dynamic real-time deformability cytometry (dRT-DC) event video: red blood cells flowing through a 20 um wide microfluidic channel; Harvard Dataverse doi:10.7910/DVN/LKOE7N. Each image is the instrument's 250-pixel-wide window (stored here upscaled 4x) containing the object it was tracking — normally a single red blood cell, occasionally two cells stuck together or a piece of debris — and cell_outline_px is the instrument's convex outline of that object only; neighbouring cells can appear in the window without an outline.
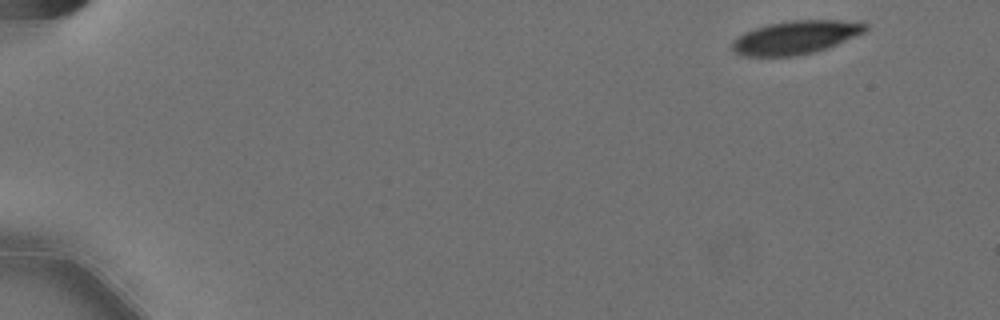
{"species": "Egyptian fruit bat (a non-hibernating species)", "species_latin": "Rousettus aegyptiacus", "temperature_condition": "cold", "stored_images_in_passage": 20, "camera_frame_rate_fps": 3000, "um_per_image_px": 0.085, "animal": {"sex": "female"}, "frame": {"image": 1, "passage_image": 1, "time_ms": 0.0, "image_size_px": [1000, 320], "cell_outline_px": [[868, 28], [864, 32], [828, 48], [816, 52], [796, 56], [740, 56], [732, 52], [732, 40], [744, 32], [768, 24], [792, 20], [860, 20], [868, 24]], "centroid_in_image_um": [67.65, 3.18], "position_along_channel_um": 17.4, "area_um2": 26.3}}
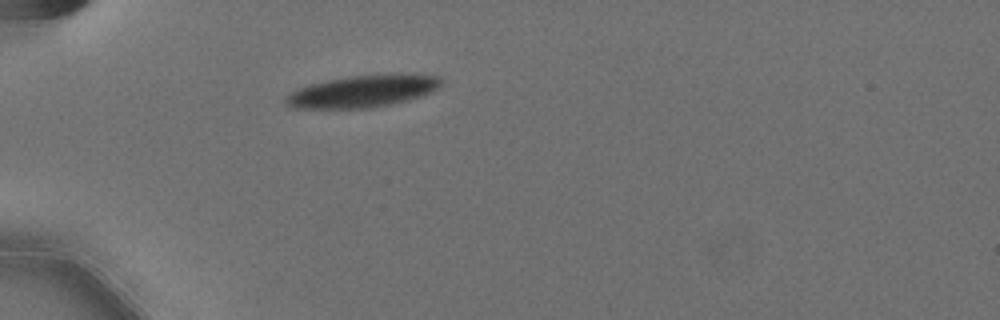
{"frame": {"image": 2, "passage_image": 14, "time_ms": 4.333, "image_size_px": [1000, 320], "cell_outline_px": [[444, 80], [440, 88], [420, 96], [408, 100], [372, 108], [292, 108], [284, 104], [284, 96], [300, 88], [312, 84], [328, 80], [348, 76], [400, 72], [412, 72], [440, 76]], "centroid_in_image_um": [30.93, 7.72], "position_along_channel_um": 54.1, "area_um2": 29.71}}